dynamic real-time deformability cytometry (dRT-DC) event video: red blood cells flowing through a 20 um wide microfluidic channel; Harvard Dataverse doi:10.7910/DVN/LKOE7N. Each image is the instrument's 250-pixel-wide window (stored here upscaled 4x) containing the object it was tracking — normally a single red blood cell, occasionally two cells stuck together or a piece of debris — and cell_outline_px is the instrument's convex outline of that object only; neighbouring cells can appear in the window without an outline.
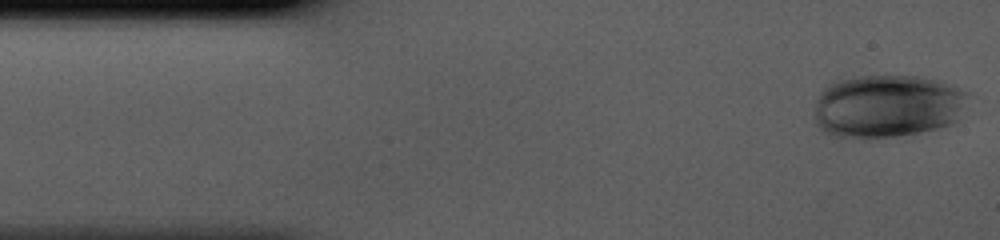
{"species": "human", "species_latin": "Homo sapiens", "temperature_condition": "cold", "stored_images_in_passage": 42, "camera_frame_rate_fps": 3000, "um_per_image_px": 0.085, "donor": {"sex": "male"}, "frame": {"image": 1, "passage_image": 1, "time_ms": 0.0, "image_size_px": [1000, 240], "cell_outline_px": [[968, 96], [956, 120], [952, 124], [936, 128], [896, 136], [868, 140], [860, 140], [832, 136], [824, 132], [816, 124], [816, 96], [832, 80], [856, 76], [916, 76], [936, 80], [968, 92]], "centroid_in_image_um": [75.34, 9.04], "position_along_channel_um": 9.7, "area_um2": 56.88}}
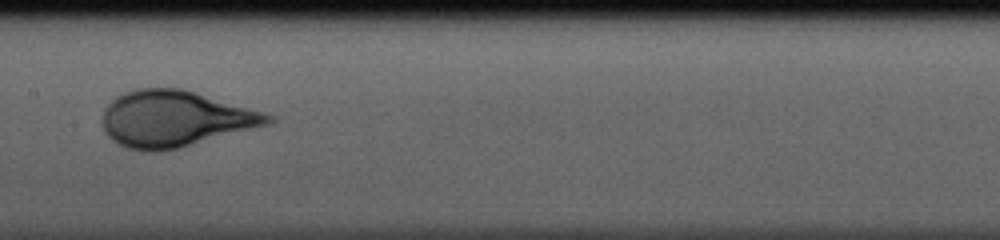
{"frame": {"image": 2, "passage_image": 20, "time_ms": 6.333, "image_size_px": [1000, 240], "cell_outline_px": [[276, 120], [268, 124], [176, 148], [160, 152], [144, 152], [128, 148], [116, 144], [104, 132], [104, 108], [116, 96], [124, 92], [136, 88], [180, 88], [260, 112], [272, 116]], "centroid_in_image_um": [14.77, 10.11], "position_along_channel_um": 192.6, "area_um2": 53.18}}
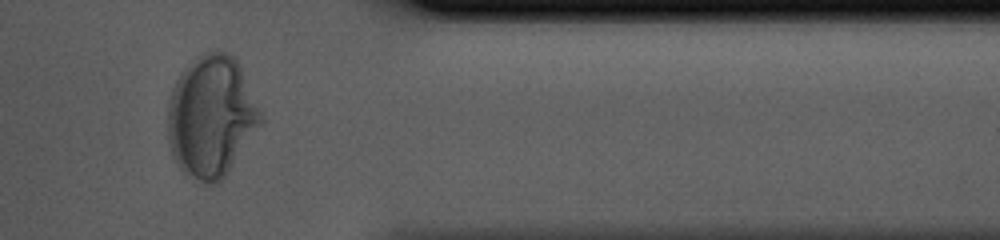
{"frame": {"image": 3, "passage_image": 35, "time_ms": 11.333, "image_size_px": [1000, 240], "cell_outline_px": [[264, 120], [224, 176], [216, 184], [208, 184], [184, 172], [176, 164], [172, 156], [168, 140], [168, 104], [172, 88], [180, 72], [192, 60], [204, 52], [216, 48], [228, 52], [236, 60], [264, 116]], "centroid_in_image_um": [17.94, 9.86], "position_along_channel_um": 393.5, "area_um2": 65.6}}